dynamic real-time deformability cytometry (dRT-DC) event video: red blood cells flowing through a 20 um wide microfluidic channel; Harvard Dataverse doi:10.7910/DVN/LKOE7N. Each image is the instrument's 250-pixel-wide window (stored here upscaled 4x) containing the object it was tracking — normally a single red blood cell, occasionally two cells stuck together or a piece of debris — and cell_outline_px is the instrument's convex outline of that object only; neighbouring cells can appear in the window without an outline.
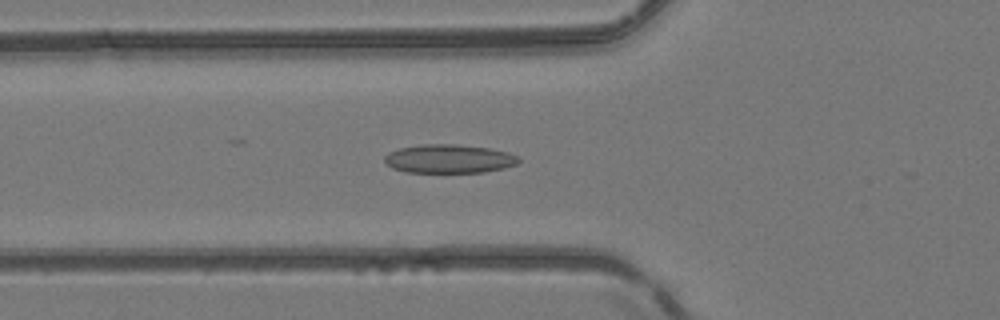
{"species": "common noctule bat (a hibernating species)", "species_latin": "Nyctalus noctula", "temperature_condition": "room temperature", "stored_images_in_passage": 46, "camera_frame_rate_fps": 3000, "um_per_image_px": 0.085, "animal": {"sex": "female", "body_mass_g": 24.6, "forearm_length_mm": 56.2}, "frame": {"image": 1, "passage_image": 14, "time_ms": 4.333, "image_size_px": [1000, 320], "cell_outline_px": [[520, 160], [516, 164], [504, 168], [484, 172], [404, 172], [392, 168], [384, 160], [384, 156], [388, 152], [400, 148], [420, 144], [452, 144], [488, 148], [508, 152], [516, 156]], "centroid_in_image_um": [38.13, 13.5], "position_along_channel_um": 87.7, "area_um2": 22.31}}
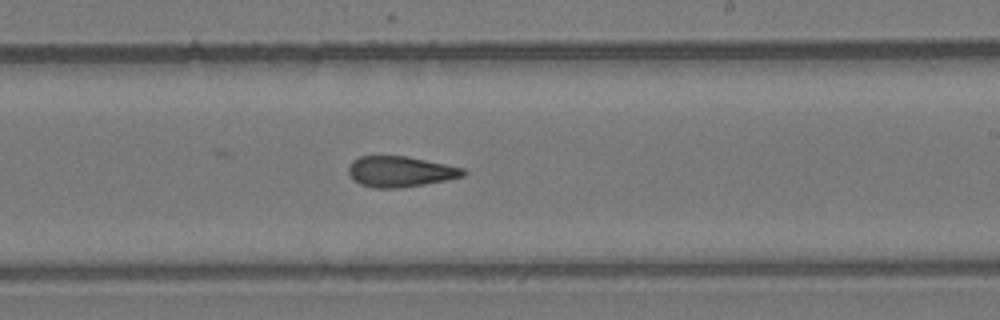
{"frame": {"image": 2, "passage_image": 26, "time_ms": 8.333, "image_size_px": [1000, 320], "cell_outline_px": [[468, 172], [464, 176], [424, 184], [400, 188], [372, 188], [360, 184], [348, 172], [348, 164], [352, 160], [360, 156], [408, 156], [464, 168]], "centroid_in_image_um": [34.02, 14.58], "position_along_channel_um": 255.0, "area_um2": 20.52}}
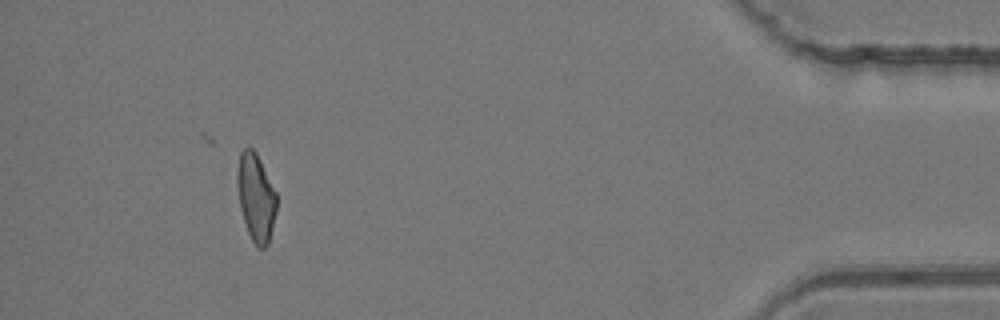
{"frame": {"image": 3, "passage_image": 42, "time_ms": 13.667, "image_size_px": [1000, 320], "cell_outline_px": [[276, 212], [268, 244], [264, 248], [256, 248], [248, 232], [240, 208], [236, 180], [236, 172], [240, 152], [244, 148], [252, 148], [256, 152], [276, 192]], "centroid_in_image_um": [21.74, 16.77], "position_along_channel_um": 413.5, "area_um2": 20.06}, "authors_computed_cell_mechanics": {"area_um2": 20.9525, "velocity_mm_per_s": 4.1689, "shape_relaxation_time_tau1_ms": null, "shape_relaxation_time_tau2_ms": 1.769, "deformation_change_tau1": null, "deformation_change_tau2": 0.0902}}